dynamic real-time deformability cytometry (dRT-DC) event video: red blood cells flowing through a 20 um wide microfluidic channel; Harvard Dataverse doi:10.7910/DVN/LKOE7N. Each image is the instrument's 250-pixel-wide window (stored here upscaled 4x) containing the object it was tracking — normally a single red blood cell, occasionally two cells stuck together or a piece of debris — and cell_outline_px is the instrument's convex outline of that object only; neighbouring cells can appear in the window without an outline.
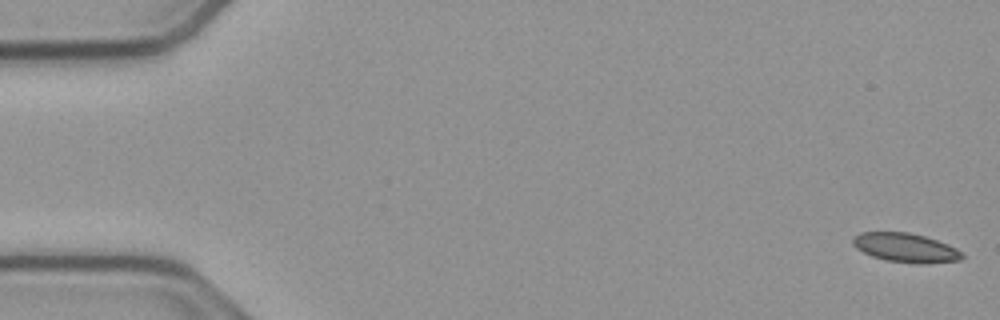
{"species": "common noctule bat (a hibernating species)", "species_latin": "Nyctalus noctula", "temperature_condition": "cold", "stored_images_in_passage": 54, "camera_frame_rate_fps": 3000, "um_per_image_px": 0.085, "animal": {"sex": "male", "body_mass_g": 23.1, "forearm_length_mm": 52.7}, "frame": {"image": 1, "passage_image": 1, "time_ms": 0.0, "image_size_px": [1000, 320], "cell_outline_px": [[964, 256], [960, 260], [920, 264], [916, 264], [888, 260], [872, 256], [856, 248], [852, 244], [852, 236], [860, 232], [908, 232], [924, 236], [948, 244], [956, 248]], "centroid_in_image_um": [76.94, 21.05], "position_along_channel_um": 8.1, "area_um2": 18.44}}
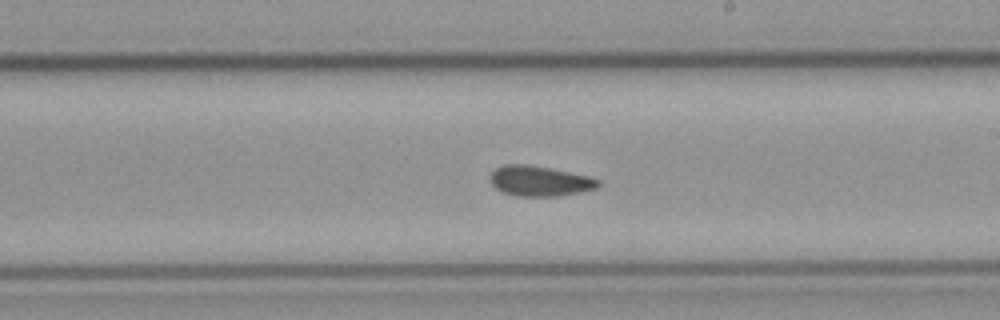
{"frame": {"image": 2, "passage_image": 31, "time_ms": 10.0, "image_size_px": [1000, 320], "cell_outline_px": [[600, 184], [596, 188], [580, 192], [560, 196], [516, 196], [504, 192], [496, 188], [488, 180], [488, 176], [496, 168], [504, 164], [528, 164], [588, 176], [600, 180]], "centroid_in_image_um": [45.83, 15.39], "position_along_channel_um": 243.2, "area_um2": 19.02}}
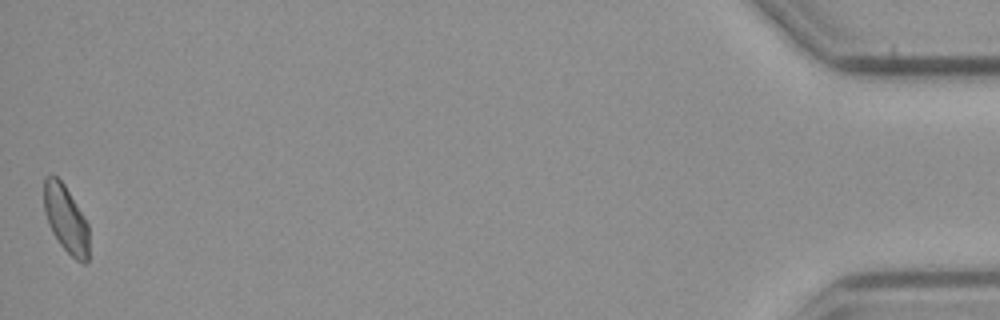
{"frame": {"image": 3, "passage_image": 54, "time_ms": 17.667, "image_size_px": [1000, 320], "cell_outline_px": [[88, 260], [84, 264], [76, 260], [60, 244], [52, 232], [48, 224], [44, 212], [44, 176], [52, 172], [64, 184], [88, 224]], "centroid_in_image_um": [5.57, 18.58], "position_along_channel_um": 429.6, "area_um2": 17.63}, "authors_computed_cell_mechanics": {"area_um2": 18.9006, "velocity_mm_per_s": 3.7727, "shape_relaxation_time_tau1_ms": 4.0123, "shape_relaxation_time_tau2_ms": 2.7417, "deformation_change_tau1": 0.099, "deformation_change_tau2": 0.0891}}